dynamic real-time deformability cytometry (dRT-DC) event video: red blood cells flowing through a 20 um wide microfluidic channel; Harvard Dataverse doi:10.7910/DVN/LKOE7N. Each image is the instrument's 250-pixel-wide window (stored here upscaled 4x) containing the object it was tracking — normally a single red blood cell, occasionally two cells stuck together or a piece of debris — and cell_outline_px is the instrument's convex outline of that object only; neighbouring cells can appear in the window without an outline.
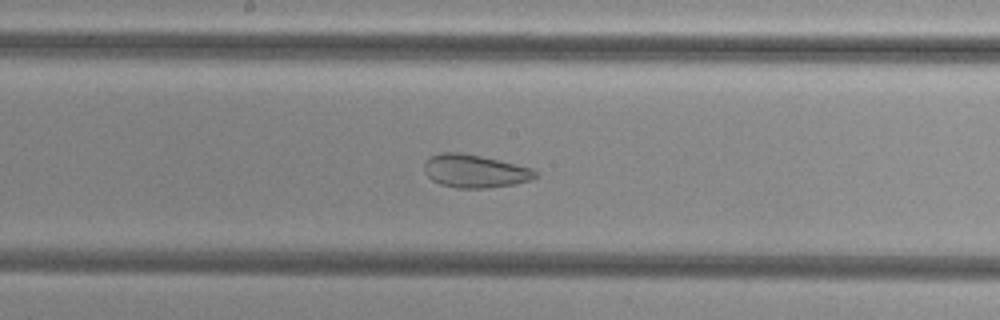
{"species": "common noctule bat (a hibernating species)", "species_latin": "Nyctalus noctula", "temperature_condition": "cold", "stored_images_in_passage": 42, "camera_frame_rate_fps": 3000, "um_per_image_px": 0.085, "animal": {"sex": "female", "body_mass_g": 29.2, "forearm_length_mm": 56.3}, "frame": {"image": 1, "passage_image": 17, "time_ms": 5.333, "image_size_px": [1000, 320], "cell_outline_px": [[536, 176], [532, 180], [516, 184], [488, 188], [456, 188], [440, 184], [432, 180], [424, 172], [424, 164], [432, 156], [440, 152], [460, 152], [500, 160], [532, 168], [536, 172]], "centroid_in_image_um": [40.37, 14.55], "position_along_channel_um": 207.8, "area_um2": 21.44}}
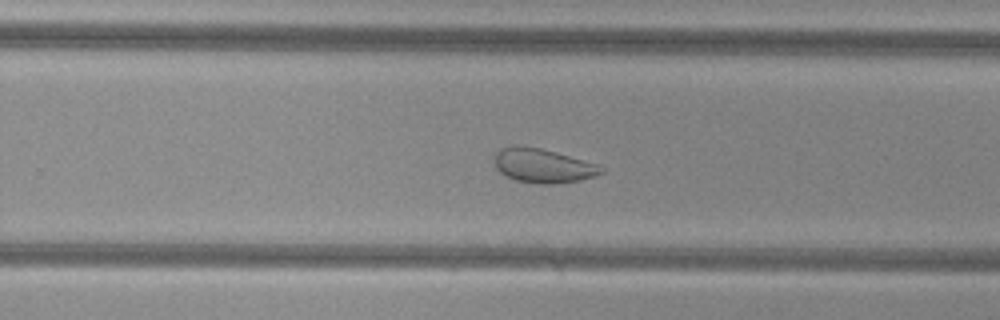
{"frame": {"image": 2, "passage_image": 23, "time_ms": 7.333, "image_size_px": [1000, 320], "cell_outline_px": [[604, 172], [596, 176], [580, 180], [552, 184], [536, 184], [516, 180], [504, 176], [496, 168], [492, 160], [496, 152], [500, 148], [512, 144], [516, 144], [540, 148], [556, 152], [596, 164], [604, 168]], "centroid_in_image_um": [46.08, 14.07], "position_along_channel_um": 283.7, "area_um2": 21.56}}
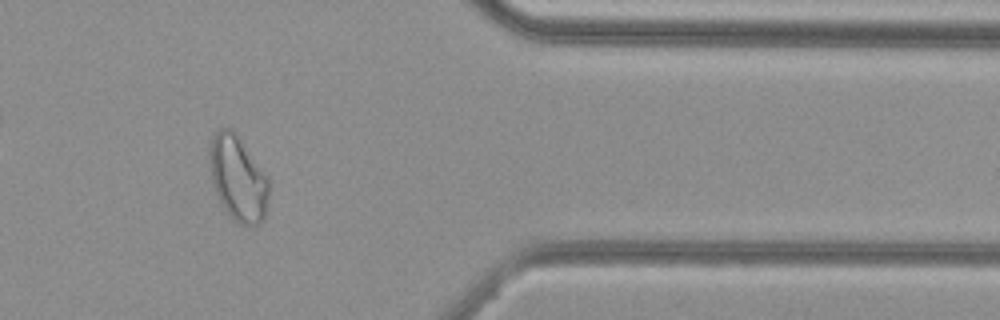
{"frame": {"image": 3, "passage_image": 33, "time_ms": 10.667, "image_size_px": [1000, 320], "cell_outline_px": [[268, 200], [264, 220], [260, 224], [240, 224], [224, 208], [216, 192], [212, 180], [208, 156], [212, 140], [216, 132], [220, 128], [232, 128], [236, 132], [264, 172], [268, 180]], "centroid_in_image_um": [20.23, 15.14], "position_along_channel_um": 391.2, "area_um2": 28.96}, "authors_computed_cell_mechanics": {"area_um2": 27.1949, "velocity_mm_per_s": 3.8095, "shape_relaxation_time_tau1_ms": null, "shape_relaxation_time_tau2_ms": 1.4257, "deformation_change_tau1": null, "deformation_change_tau2": 0.0752}}